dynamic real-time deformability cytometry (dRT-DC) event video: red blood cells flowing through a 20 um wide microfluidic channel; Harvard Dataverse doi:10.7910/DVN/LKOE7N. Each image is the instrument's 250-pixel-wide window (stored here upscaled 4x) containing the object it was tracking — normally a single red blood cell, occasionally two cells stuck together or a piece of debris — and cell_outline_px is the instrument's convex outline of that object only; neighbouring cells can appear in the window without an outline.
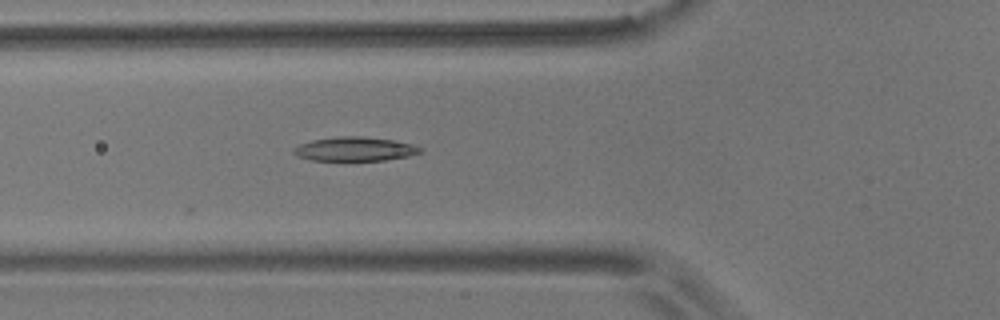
{"species": "common noctule bat (a hibernating species)", "species_latin": "Nyctalus noctula", "temperature_condition": "room temperature", "stored_images_in_passage": 4, "camera_frame_rate_fps": 3000, "um_per_image_px": 0.085, "animal": {"sex": "male", "body_mass_g": 17.9}, "frame": {"image": 1, "passage_image": 4, "time_ms": 1.0, "image_size_px": [1000, 320], "cell_outline_px": [[424, 152], [408, 156], [384, 160], [312, 160], [296, 156], [292, 152], [292, 148], [300, 144], [312, 140], [340, 136], [360, 136], [392, 140], [412, 144], [420, 148]], "centroid_in_image_um": [30.13, 12.67], "position_along_channel_um": 95.7, "area_um2": 17.63}}